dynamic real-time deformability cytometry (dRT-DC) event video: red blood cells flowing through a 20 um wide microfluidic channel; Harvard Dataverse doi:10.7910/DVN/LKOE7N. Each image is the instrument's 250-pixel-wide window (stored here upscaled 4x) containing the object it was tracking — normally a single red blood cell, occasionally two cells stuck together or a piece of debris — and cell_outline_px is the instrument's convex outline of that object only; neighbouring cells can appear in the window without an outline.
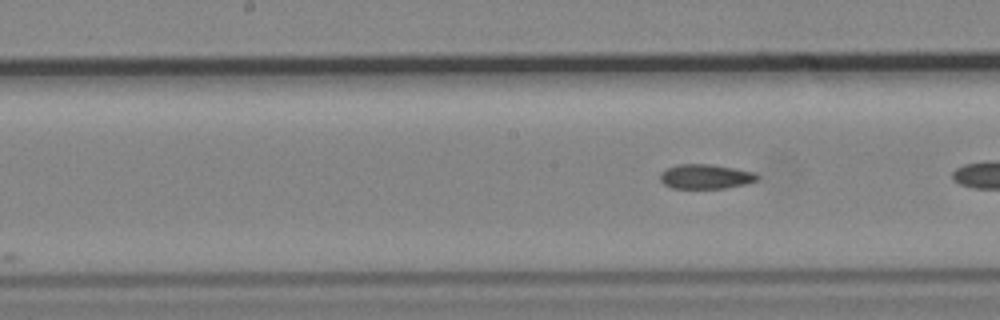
{"species": "common noctule bat (a hibernating species)", "species_latin": "Nyctalus noctula", "temperature_condition": "cold", "stored_images_in_passage": 6, "camera_frame_rate_fps": 3000, "um_per_image_px": 0.085, "animal": {"sex": "male", "body_mass_g": 19.2, "forearm_length_mm": 51.8}, "frame": {"image": 1, "passage_image": 6, "time_ms": 7.667, "image_size_px": [1000, 320], "cell_outline_px": [[760, 176], [756, 180], [744, 184], [724, 188], [672, 188], [664, 184], [660, 180], [660, 172], [676, 164], [708, 164], [732, 168], [752, 172]], "centroid_in_image_um": [59.92, 15.0], "position_along_channel_um": 188.3, "area_um2": 13.7}}